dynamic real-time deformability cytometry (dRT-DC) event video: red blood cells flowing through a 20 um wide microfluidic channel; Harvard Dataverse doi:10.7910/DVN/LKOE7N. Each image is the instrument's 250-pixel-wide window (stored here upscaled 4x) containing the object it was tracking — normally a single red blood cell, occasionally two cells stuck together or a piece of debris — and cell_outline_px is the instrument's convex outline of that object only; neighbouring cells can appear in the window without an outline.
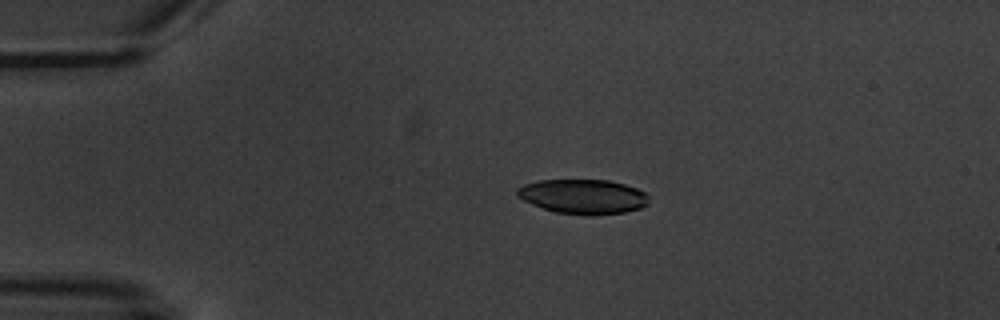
{"species": "common noctule bat (a hibernating species)", "species_latin": "Nyctalus noctula", "temperature_condition": "warm", "stored_images_in_passage": 5, "camera_frame_rate_fps": 3000, "um_per_image_px": 0.085, "animal": {"sex": "male", "body_mass_g": 20.1, "forearm_length_mm": 53.5}, "frame": {"image": 1, "passage_image": 4, "time_ms": 3.333, "image_size_px": [1000, 320], "cell_outline_px": [[648, 204], [640, 208], [624, 212], [596, 216], [584, 216], [556, 212], [532, 204], [516, 196], [516, 188], [524, 184], [540, 180], [608, 180], [624, 184], [636, 188], [644, 192], [648, 196]], "centroid_in_image_um": [49.55, 16.72], "position_along_channel_um": 35.4, "area_um2": 26.7}}